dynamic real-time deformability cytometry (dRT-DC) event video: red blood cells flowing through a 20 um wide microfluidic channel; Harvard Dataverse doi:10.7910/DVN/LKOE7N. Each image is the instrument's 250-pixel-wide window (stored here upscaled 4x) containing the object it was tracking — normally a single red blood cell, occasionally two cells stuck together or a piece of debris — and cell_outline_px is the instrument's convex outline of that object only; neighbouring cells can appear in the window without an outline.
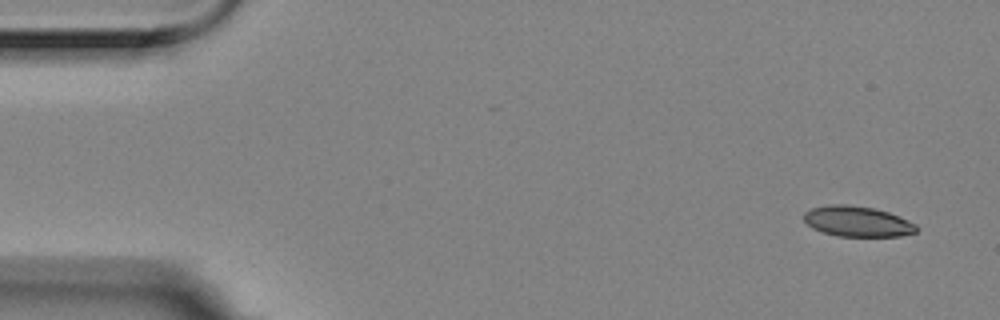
{"species": "Egyptian fruit bat (a non-hibernating species)", "species_latin": "Rousettus aegyptiacus", "temperature_condition": "room temperature", "stored_images_in_passage": 4, "camera_frame_rate_fps": 3000, "um_per_image_px": 0.085, "animal": {"sex": "female"}, "frame": {"image": 1, "passage_image": 1, "time_ms": 0.0, "image_size_px": [1000, 320], "cell_outline_px": [[920, 228], [916, 232], [900, 236], [836, 236], [812, 228], [804, 220], [804, 212], [812, 208], [832, 204], [844, 204], [872, 208], [888, 212], [900, 216], [916, 224]], "centroid_in_image_um": [72.9, 18.82], "position_along_channel_um": 12.1, "area_um2": 19.94}}
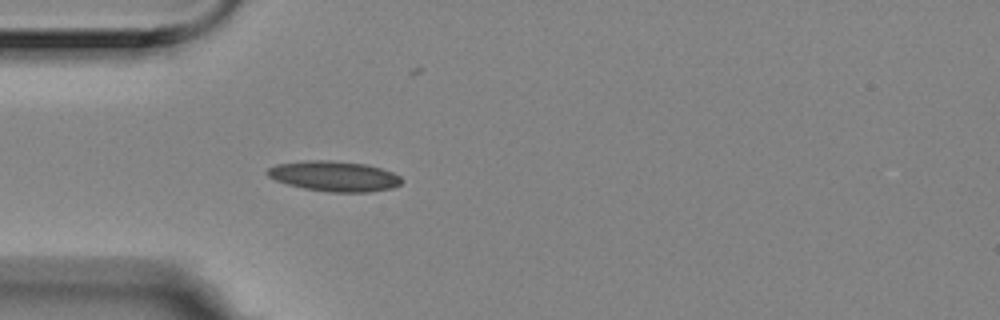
{"frame": {"image": 2, "passage_image": 4, "time_ms": 1.0, "image_size_px": [1000, 320], "cell_outline_px": [[404, 180], [400, 184], [392, 188], [368, 192], [328, 192], [304, 188], [288, 184], [276, 180], [268, 176], [264, 172], [268, 168], [276, 164], [308, 160], [332, 160], [368, 164], [392, 172], [400, 176]], "centroid_in_image_um": [28.41, 14.97], "position_along_channel_um": 56.6, "area_um2": 23.81}}